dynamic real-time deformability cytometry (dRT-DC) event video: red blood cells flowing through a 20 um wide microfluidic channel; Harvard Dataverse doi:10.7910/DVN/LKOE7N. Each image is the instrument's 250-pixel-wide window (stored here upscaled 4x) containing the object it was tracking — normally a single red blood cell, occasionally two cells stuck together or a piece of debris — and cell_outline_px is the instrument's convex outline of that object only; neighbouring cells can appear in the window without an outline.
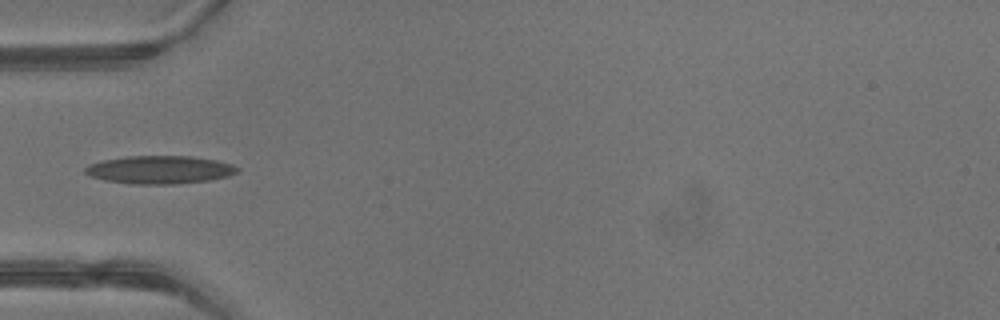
{"species": "common noctule bat (a hibernating species)", "species_latin": "Nyctalus noctula", "temperature_condition": "warm", "stored_images_in_passage": 1, "camera_frame_rate_fps": 3000, "um_per_image_px": 0.085, "animal": {"sex": "male", "body_mass_g": 13.3}, "frame": {"image": 1, "passage_image": 1, "time_ms": 0.0, "image_size_px": [1000, 320], "cell_outline_px": [[240, 168], [236, 172], [228, 176], [212, 180], [176, 184], [132, 184], [104, 180], [92, 176], [84, 172], [84, 168], [88, 164], [104, 160], [128, 156], [192, 156], [216, 160], [232, 164]], "centroid_in_image_um": [13.59, 14.43], "position_along_channel_um": 71.4, "area_um2": 24.91}}